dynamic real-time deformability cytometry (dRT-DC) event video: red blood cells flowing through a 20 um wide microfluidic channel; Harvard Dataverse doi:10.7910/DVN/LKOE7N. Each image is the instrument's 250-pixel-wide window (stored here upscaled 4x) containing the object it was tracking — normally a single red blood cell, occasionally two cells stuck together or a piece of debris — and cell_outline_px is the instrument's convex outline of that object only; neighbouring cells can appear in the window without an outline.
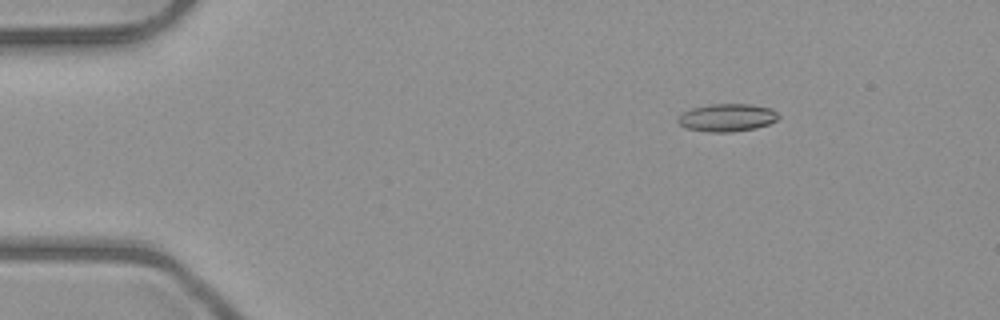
{"species": "common noctule bat (a hibernating species)", "species_latin": "Nyctalus noctula", "temperature_condition": "room temperature", "stored_images_in_passage": 7, "camera_frame_rate_fps": 3000, "um_per_image_px": 0.085, "animal": {"sex": "male", "body_mass_g": 23.1, "forearm_length_mm": 52.7}, "frame": {"image": 1, "passage_image": 3, "time_ms": 2.333, "image_size_px": [1000, 320], "cell_outline_px": [[780, 116], [776, 120], [768, 124], [756, 128], [732, 132], [708, 132], [688, 128], [680, 124], [676, 120], [680, 112], [692, 108], [708, 104], [752, 104], [772, 108]], "centroid_in_image_um": [61.79, 9.99], "position_along_channel_um": 23.2, "area_um2": 16.42}}
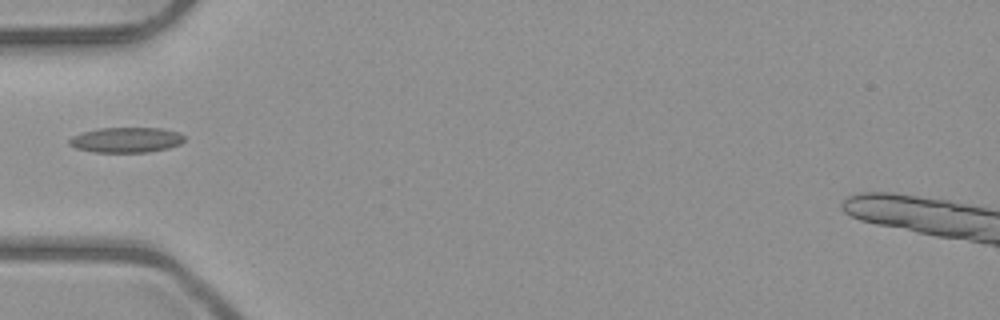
{"frame": {"image": 2, "passage_image": 6, "time_ms": 5.667, "image_size_px": [1000, 320], "cell_outline_px": [[184, 140], [180, 144], [168, 148], [148, 152], [96, 152], [76, 148], [68, 144], [68, 140], [72, 136], [84, 132], [100, 128], [160, 128], [176, 132], [184, 136]], "centroid_in_image_um": [10.71, 11.89], "position_along_channel_um": 74.3, "area_um2": 16.76}}
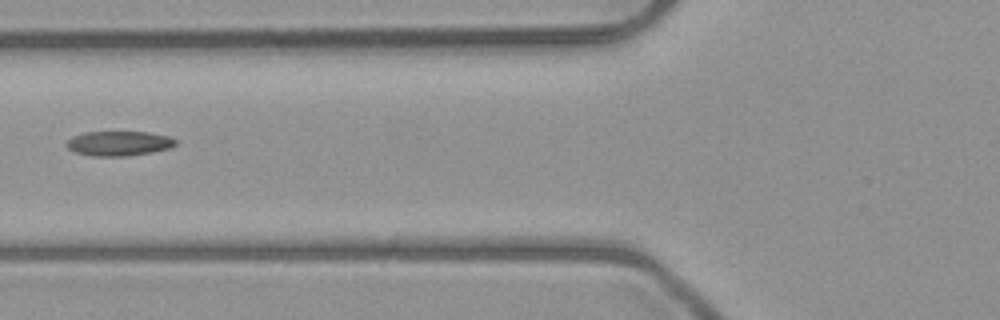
{"frame": {"image": 3, "passage_image": 7, "time_ms": 6.667, "image_size_px": [1000, 320], "cell_outline_px": [[176, 144], [168, 148], [152, 152], [128, 156], [92, 156], [72, 152], [68, 148], [68, 140], [72, 136], [84, 132], [148, 132], [168, 136], [176, 140]], "centroid_in_image_um": [10.08, 12.19], "position_along_channel_um": 115.7, "area_um2": 15.66}}